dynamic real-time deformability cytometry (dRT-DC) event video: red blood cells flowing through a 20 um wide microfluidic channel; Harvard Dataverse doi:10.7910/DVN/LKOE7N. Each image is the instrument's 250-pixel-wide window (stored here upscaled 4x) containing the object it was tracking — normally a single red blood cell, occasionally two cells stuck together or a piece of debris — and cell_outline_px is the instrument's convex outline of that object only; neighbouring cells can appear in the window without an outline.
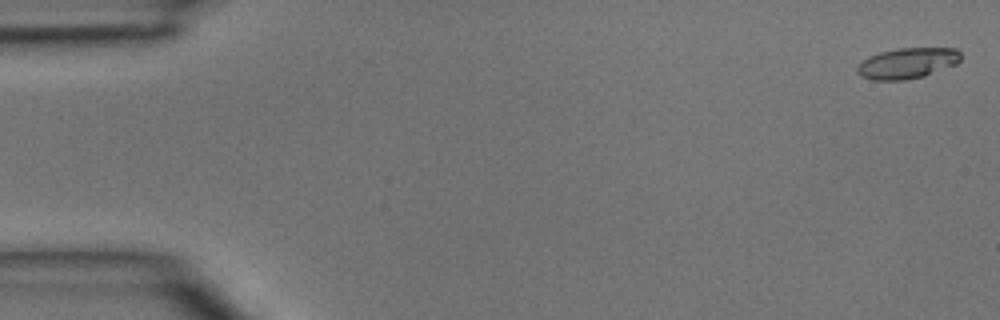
{"species": "common noctule bat (a hibernating species)", "species_latin": "Nyctalus noctula", "temperature_condition": "room temperature", "stored_images_in_passage": 14, "camera_frame_rate_fps": 3000, "um_per_image_px": 0.085, "animal": {"sex": "male", "body_mass_g": 15.6}, "frame": {"image": 1, "passage_image": 1, "time_ms": 0.0, "image_size_px": [1000, 320], "cell_outline_px": [[960, 60], [956, 64], [924, 76], [904, 80], [872, 80], [860, 76], [856, 72], [856, 68], [868, 56], [880, 52], [896, 48], [956, 48], [960, 52]], "centroid_in_image_um": [77.1, 5.37], "position_along_channel_um": 7.9, "area_um2": 18.55}}
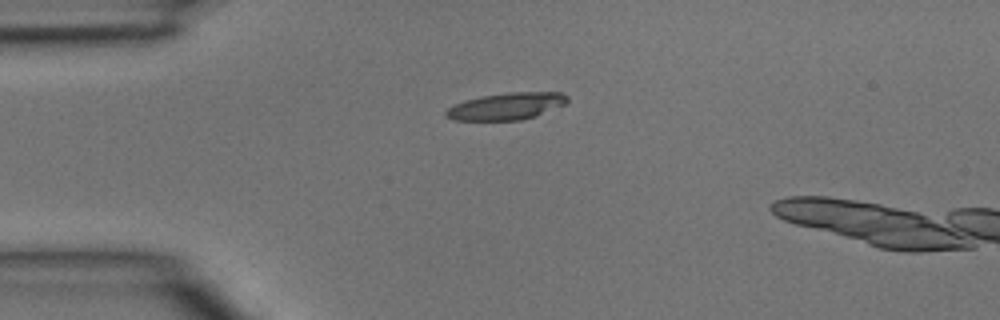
{"frame": {"image": 2, "passage_image": 11, "time_ms": 3.333, "image_size_px": [1000, 320], "cell_outline_px": [[568, 100], [564, 104], [536, 116], [520, 120], [452, 120], [444, 116], [444, 112], [452, 104], [464, 100], [484, 96], [508, 92], [560, 92], [568, 96]], "centroid_in_image_um": [43.0, 9.03], "position_along_channel_um": 42.0, "area_um2": 19.07}}